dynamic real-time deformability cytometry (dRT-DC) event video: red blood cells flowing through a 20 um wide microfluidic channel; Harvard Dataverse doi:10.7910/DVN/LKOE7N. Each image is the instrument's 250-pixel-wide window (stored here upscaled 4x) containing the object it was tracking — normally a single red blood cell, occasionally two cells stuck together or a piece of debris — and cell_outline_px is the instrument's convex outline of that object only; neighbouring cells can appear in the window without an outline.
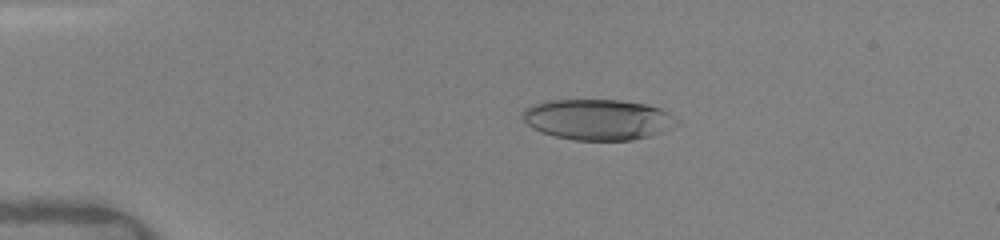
{"species": "human", "species_latin": "Homo sapiens", "temperature_condition": "warm", "stored_images_in_passage": 44, "camera_frame_rate_fps": 3000, "um_per_image_px": 0.085, "donor": {"sex": "female"}, "frame": {"image": 1, "passage_image": 5, "time_ms": 1.333, "image_size_px": [1000, 240], "cell_outline_px": [[680, 124], [660, 132], [648, 136], [632, 140], [576, 140], [556, 136], [532, 128], [524, 120], [524, 112], [528, 108], [536, 104], [552, 100], [620, 100], [648, 104], [660, 108], [668, 112], [680, 120]], "centroid_in_image_um": [50.91, 10.15], "position_along_channel_um": 34.1, "area_um2": 36.24}}
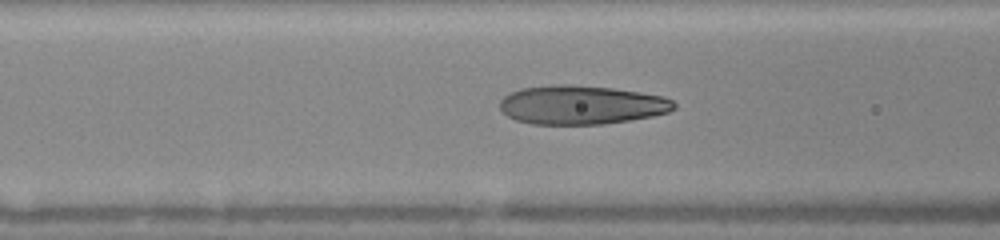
{"frame": {"image": 2, "passage_image": 15, "time_ms": 4.667, "image_size_px": [1000, 240], "cell_outline_px": [[676, 108], [668, 112], [652, 116], [604, 124], [532, 124], [516, 120], [508, 116], [500, 108], [500, 100], [504, 96], [520, 88], [556, 84], [568, 84], [612, 88], [640, 92], [664, 96], [672, 100], [676, 104]], "centroid_in_image_um": [49.42, 8.91], "position_along_channel_um": 117.2, "area_um2": 39.48}}
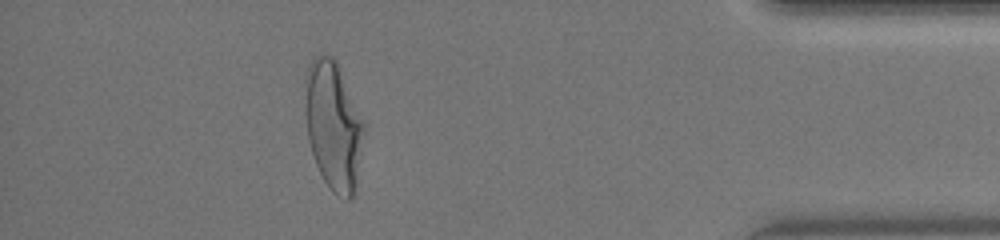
{"frame": {"image": 3, "passage_image": 39, "time_ms": 12.667, "image_size_px": [1000, 240], "cell_outline_px": [[368, 124], [352, 200], [344, 200], [332, 192], [324, 180], [316, 164], [308, 140], [304, 76], [308, 64], [320, 52], [332, 56], [336, 60]], "centroid_in_image_um": [28.38, 10.63], "position_along_channel_um": 406.8, "area_um2": 45.2}, "authors_computed_cell_mechanics": {"area_um2": 38.8994, "velocity_mm_per_s": 4.1113, "shape_relaxation_time_tau1_ms": 4.7319, "shape_relaxation_time_tau2_ms": 0.653, "deformation_change_tau1": 0.2269, "deformation_change_tau2": 0.0795}}